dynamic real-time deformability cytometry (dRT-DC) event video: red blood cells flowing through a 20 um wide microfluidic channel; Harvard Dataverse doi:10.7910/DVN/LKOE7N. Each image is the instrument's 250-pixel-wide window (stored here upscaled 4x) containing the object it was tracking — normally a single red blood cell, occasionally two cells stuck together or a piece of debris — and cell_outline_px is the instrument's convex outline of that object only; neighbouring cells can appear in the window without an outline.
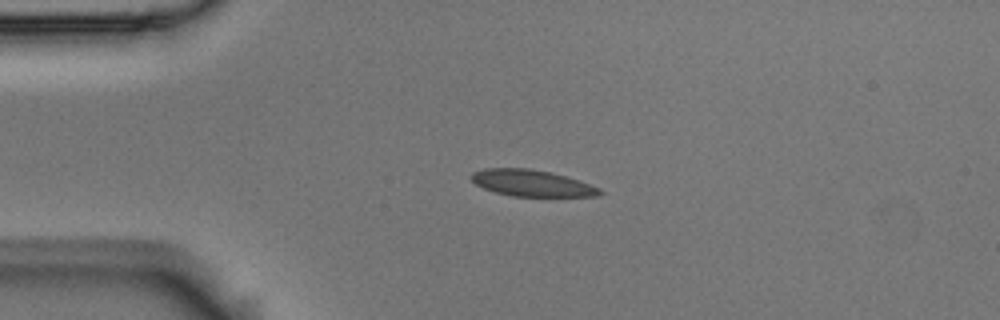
{"species": "Egyptian fruit bat (a non-hibernating species)", "species_latin": "Rousettus aegyptiacus", "temperature_condition": "room temperature", "stored_images_in_passage": 4, "camera_frame_rate_fps": 3000, "um_per_image_px": 0.085, "animal": {"sex": "male"}, "frame": {"image": 1, "passage_image": 3, "time_ms": 0.667, "image_size_px": [1000, 320], "cell_outline_px": [[604, 192], [596, 196], [512, 196], [496, 192], [484, 188], [476, 184], [468, 176], [472, 172], [484, 168], [528, 168], [552, 172], [580, 180], [600, 188]], "centroid_in_image_um": [45.2, 15.55], "position_along_channel_um": 39.8, "area_um2": 19.88}}